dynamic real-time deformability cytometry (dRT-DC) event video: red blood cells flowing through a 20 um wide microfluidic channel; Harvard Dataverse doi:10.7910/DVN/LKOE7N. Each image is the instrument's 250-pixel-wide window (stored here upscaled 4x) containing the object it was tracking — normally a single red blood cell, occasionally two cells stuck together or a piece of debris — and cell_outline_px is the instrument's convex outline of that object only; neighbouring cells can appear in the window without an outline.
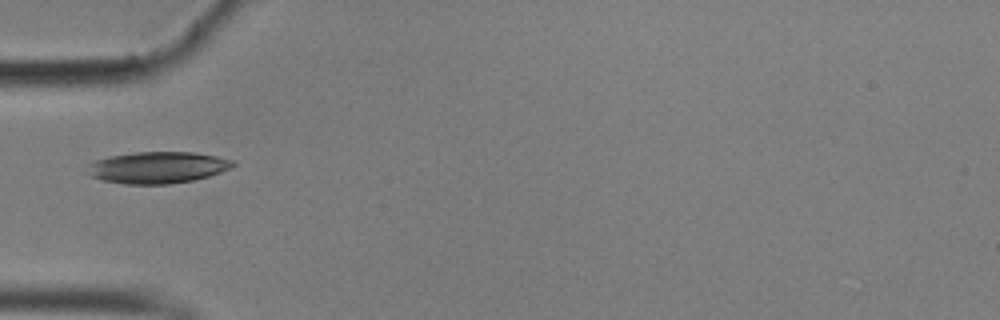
{"species": "common noctule bat (a hibernating species)", "species_latin": "Nyctalus noctula", "temperature_condition": "cold", "stored_images_in_passage": 39, "camera_frame_rate_fps": 3000, "um_per_image_px": 0.085, "animal": {"sex": "male", "body_mass_g": 17.9}, "frame": {"image": 1, "passage_image": 1, "time_ms": 0.0, "image_size_px": [1000, 320], "cell_outline_px": [[236, 164], [232, 168], [208, 176], [192, 180], [168, 184], [124, 184], [100, 180], [92, 176], [88, 164], [96, 160], [108, 156], [136, 152], [192, 152], [216, 156], [236, 160]], "centroid_in_image_um": [13.43, 14.23], "position_along_channel_um": 71.6, "area_um2": 26.76}}
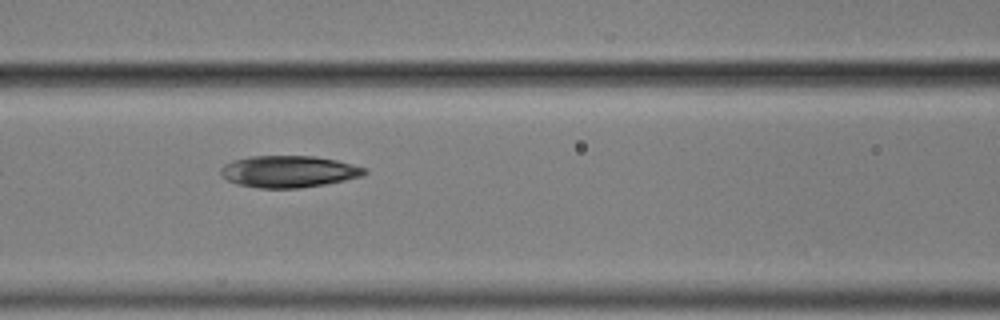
{"frame": {"image": 2, "passage_image": 7, "time_ms": 2.0, "image_size_px": [1000, 320], "cell_outline_px": [[368, 172], [364, 176], [324, 184], [300, 188], [260, 188], [236, 184], [228, 180], [220, 172], [220, 168], [224, 164], [232, 160], [252, 156], [316, 156], [336, 160], [368, 168]], "centroid_in_image_um": [24.56, 14.57], "position_along_channel_um": 142.0, "area_um2": 26.7}}
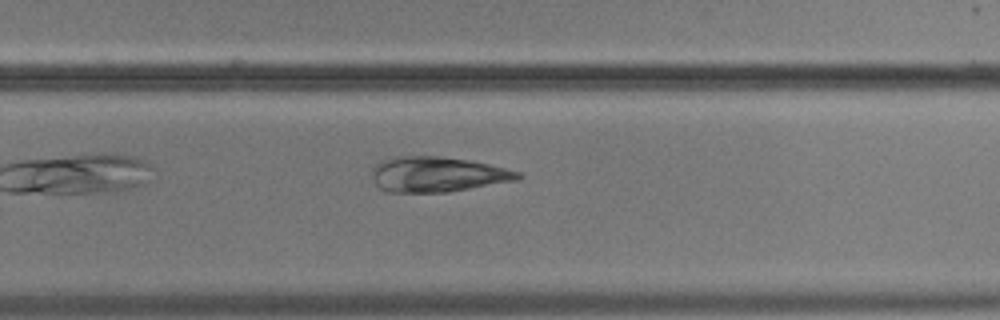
{"frame": {"image": 3, "passage_image": 20, "time_ms": 6.333, "image_size_px": [1000, 320], "cell_outline_px": [[524, 176], [520, 180], [448, 192], [388, 192], [380, 188], [372, 180], [372, 168], [380, 160], [400, 156], [440, 156], [472, 160], [520, 172]], "centroid_in_image_um": [37.19, 14.82], "position_along_channel_um": 292.6, "area_um2": 30.23}}